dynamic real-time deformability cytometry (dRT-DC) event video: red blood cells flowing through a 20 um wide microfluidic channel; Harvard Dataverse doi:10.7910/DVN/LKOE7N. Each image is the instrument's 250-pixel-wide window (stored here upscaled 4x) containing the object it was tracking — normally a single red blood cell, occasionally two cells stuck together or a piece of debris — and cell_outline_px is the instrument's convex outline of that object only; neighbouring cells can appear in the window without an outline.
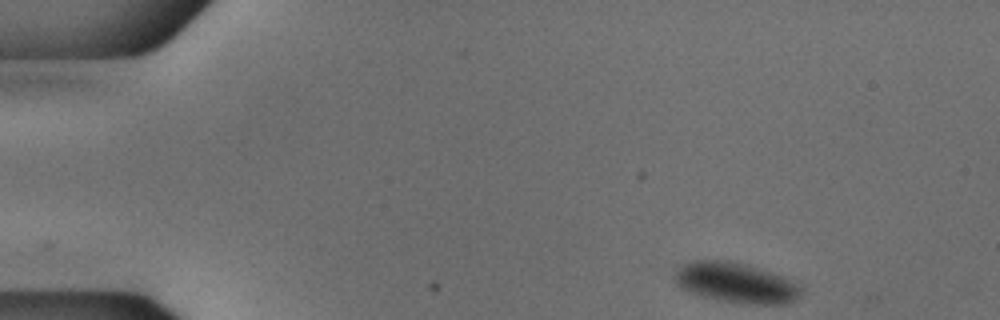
{"species": "common noctule bat (a hibernating species)", "species_latin": "Nyctalus noctula", "temperature_condition": "cold", "stored_images_in_passage": 48, "camera_frame_rate_fps": 3000, "um_per_image_px": 0.085, "animal": {"sex": "male", "body_mass_g": 18.8}, "frame": {"image": 1, "passage_image": 1, "time_ms": 0.0, "image_size_px": [1000, 320], "cell_outline_px": [[804, 292], [788, 304], [740, 304], [716, 300], [688, 292], [680, 288], [672, 280], [672, 276], [684, 264], [696, 260], [732, 260], [748, 264], [784, 276], [792, 280], [804, 288]], "centroid_in_image_um": [62.57, 24.04], "position_along_channel_um": 22.4, "area_um2": 30.35}}
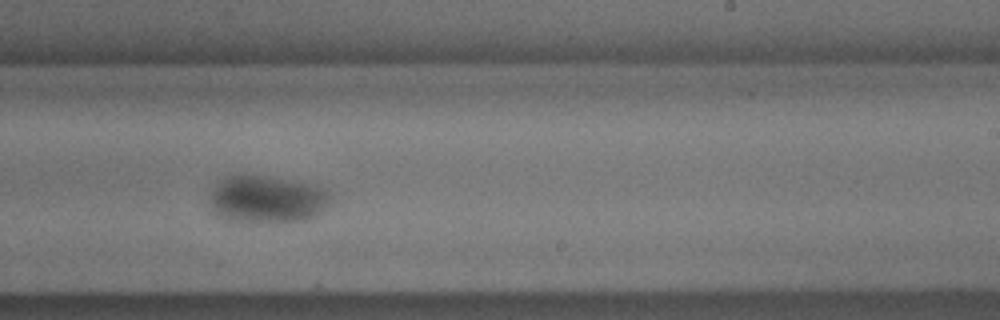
{"frame": {"image": 2, "passage_image": 28, "time_ms": 9.0, "image_size_px": [1000, 320], "cell_outline_px": [[332, 196], [328, 204], [320, 212], [308, 220], [232, 220], [216, 216], [212, 212], [212, 192], [216, 184], [228, 176], [268, 176], [316, 184], [328, 188]], "centroid_in_image_um": [22.77, 16.9], "position_along_channel_um": 266.2, "area_um2": 32.71}}
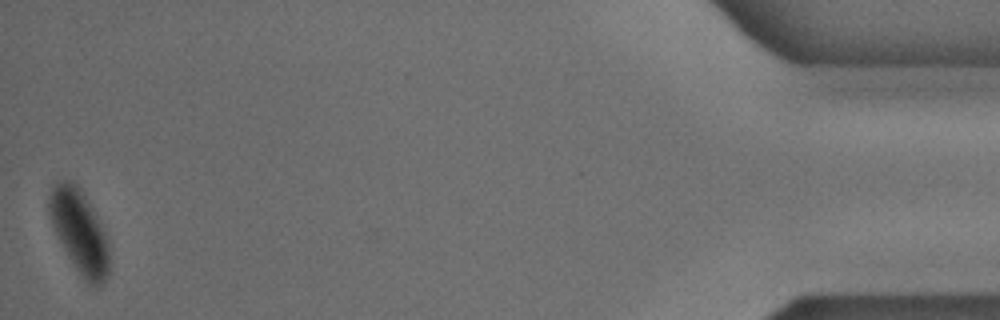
{"frame": {"image": 3, "passage_image": 48, "time_ms": 15.667, "image_size_px": [1000, 320], "cell_outline_px": [[108, 272], [104, 280], [96, 288], [88, 284], [84, 280], [72, 264], [56, 236], [48, 212], [48, 196], [52, 188], [60, 180], [72, 180], [80, 188], [92, 208], [108, 240]], "centroid_in_image_um": [6.72, 19.69], "position_along_channel_um": 428.5, "area_um2": 29.02}}